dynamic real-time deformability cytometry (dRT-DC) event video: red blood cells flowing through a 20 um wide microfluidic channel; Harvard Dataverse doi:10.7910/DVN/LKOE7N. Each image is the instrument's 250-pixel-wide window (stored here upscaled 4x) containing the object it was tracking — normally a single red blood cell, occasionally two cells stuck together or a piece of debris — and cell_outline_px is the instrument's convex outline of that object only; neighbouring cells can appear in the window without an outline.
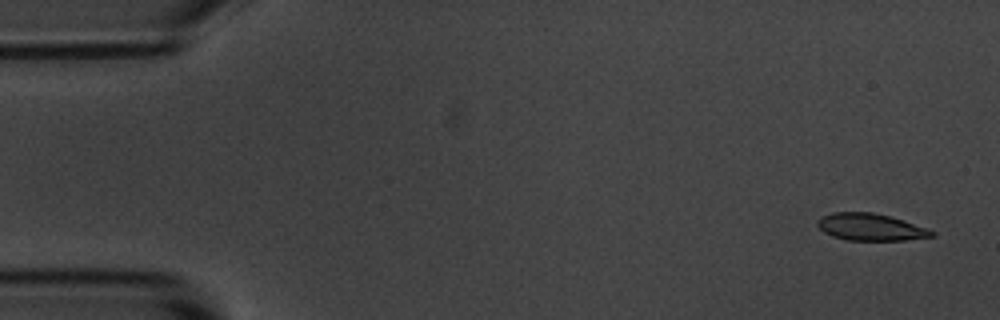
{"species": "common noctule bat (a hibernating species)", "species_latin": "Nyctalus noctula", "temperature_condition": "room temperature", "stored_images_in_passage": 4, "camera_frame_rate_fps": 3000, "um_per_image_px": 0.085, "animal": {"sex": "male", "body_mass_g": 20.1, "forearm_length_mm": 53.5}, "frame": {"image": 1, "passage_image": 1, "time_ms": 0.0, "image_size_px": [1000, 320], "cell_outline_px": [[936, 236], [904, 240], [844, 240], [832, 236], [824, 232], [816, 224], [816, 220], [820, 216], [832, 212], [872, 212], [892, 216], [928, 228], [936, 232]], "centroid_in_image_um": [74.0, 19.29], "position_along_channel_um": 11.0, "area_um2": 18.32}}
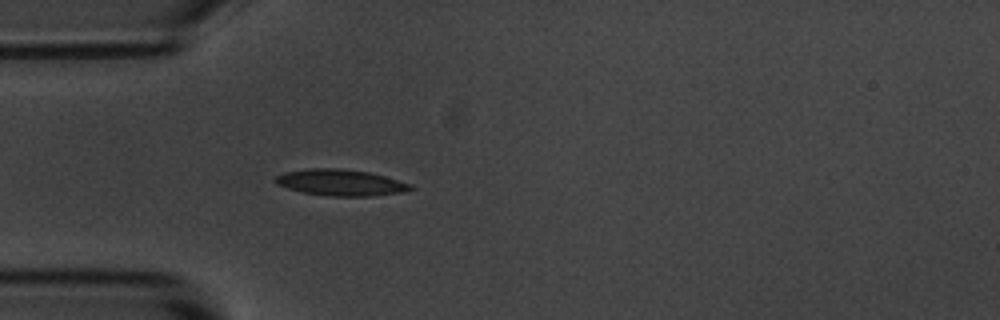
{"frame": {"image": 2, "passage_image": 4, "time_ms": 1.0, "image_size_px": [1000, 320], "cell_outline_px": [[416, 188], [404, 192], [372, 196], [332, 196], [304, 192], [288, 188], [276, 184], [272, 180], [276, 176], [284, 172], [308, 168], [340, 168], [368, 172], [384, 176], [412, 184]], "centroid_in_image_um": [28.96, 15.51], "position_along_channel_um": 56.0, "area_um2": 20.75}}